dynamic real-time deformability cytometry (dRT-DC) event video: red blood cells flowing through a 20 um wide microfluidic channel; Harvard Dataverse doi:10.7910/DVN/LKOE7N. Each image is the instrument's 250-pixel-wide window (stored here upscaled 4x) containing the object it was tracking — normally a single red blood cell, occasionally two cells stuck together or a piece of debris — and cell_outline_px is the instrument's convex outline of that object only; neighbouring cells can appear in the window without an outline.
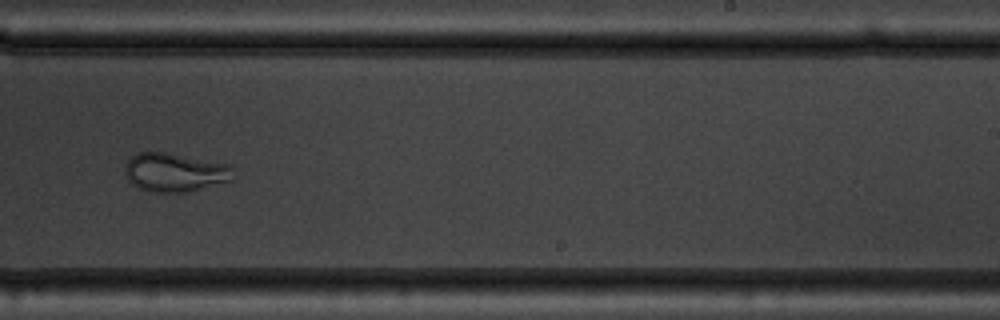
{"species": "common noctule bat (a hibernating species)", "species_latin": "Nyctalus noctula", "temperature_condition": "warm", "stored_images_in_passage": 49, "camera_frame_rate_fps": 3000, "um_per_image_px": 0.085, "animal": {"sex": "male", "body_mass_g": 19.5, "forearm_length_mm": 54.6}, "frame": {"image": 1, "passage_image": 29, "time_ms": 9.333, "image_size_px": [1000, 320], "cell_outline_px": [[232, 180], [188, 192], [148, 192], [132, 184], [128, 180], [124, 172], [124, 164], [136, 152], [164, 152], [228, 164], [232, 168]], "centroid_in_image_um": [14.81, 14.65], "position_along_channel_um": 274.2, "area_um2": 24.39}}
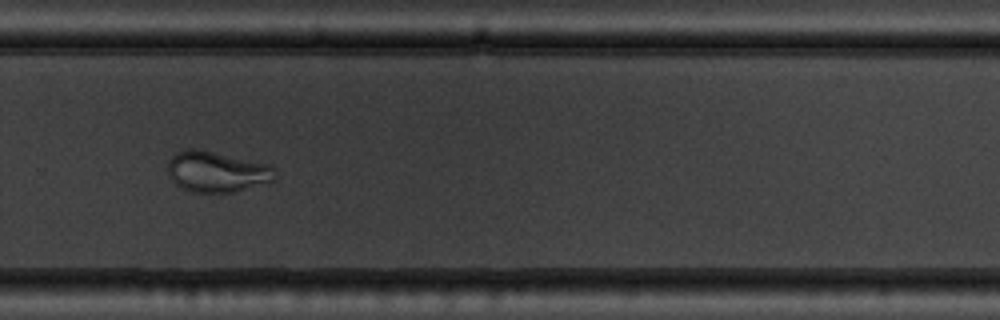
{"frame": {"image": 2, "passage_image": 32, "time_ms": 10.333, "image_size_px": [1000, 320], "cell_outline_px": [[276, 180], [236, 192], [192, 192], [180, 188], [172, 180], [168, 172], [168, 160], [176, 152], [184, 148], [192, 148], [212, 152], [268, 164], [272, 168], [276, 176]], "centroid_in_image_um": [18.4, 14.61], "position_along_channel_um": 311.4, "area_um2": 25.37}}
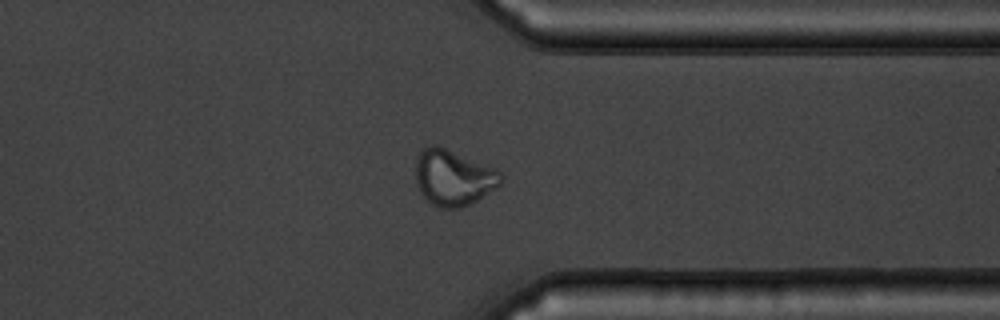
{"frame": {"image": 3, "passage_image": 37, "time_ms": 12.0, "image_size_px": [1000, 320], "cell_outline_px": [[504, 180], [496, 188], [476, 200], [460, 208], [440, 208], [432, 204], [420, 192], [416, 184], [416, 156], [424, 148], [432, 144], [436, 144], [496, 168], [504, 176]], "centroid_in_image_um": [38.54, 15.08], "position_along_channel_um": 372.9, "area_um2": 27.86}, "authors_computed_cell_mechanics": {"area_um2": 28.1486, "velocity_mm_per_s": 3.7477, "shape_relaxation_time_tau1_ms": 10.9008, "shape_relaxation_time_tau2_ms": 1.1322, "deformation_change_tau1": 0.209, "deformation_change_tau2": 0.0612}}